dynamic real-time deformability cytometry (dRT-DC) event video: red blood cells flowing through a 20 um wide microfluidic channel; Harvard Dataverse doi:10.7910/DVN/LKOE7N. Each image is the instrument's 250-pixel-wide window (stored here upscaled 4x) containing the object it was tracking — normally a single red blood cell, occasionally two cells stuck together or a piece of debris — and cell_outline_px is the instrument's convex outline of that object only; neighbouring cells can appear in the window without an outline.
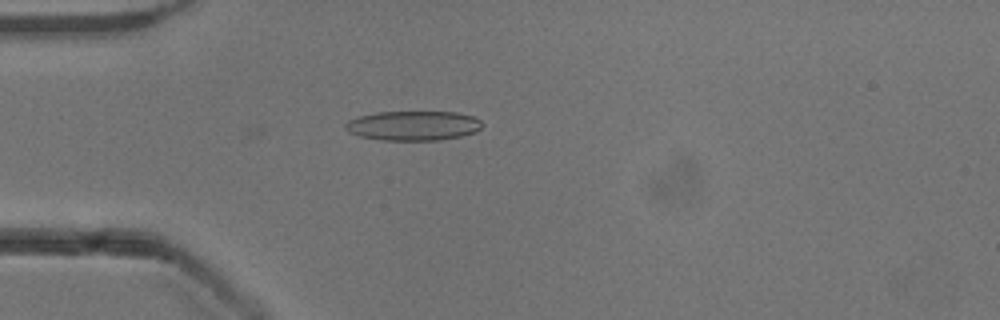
{"species": "common noctule bat (a hibernating species)", "species_latin": "Nyctalus noctula", "temperature_condition": "cold", "stored_images_in_passage": 41, "camera_frame_rate_fps": 3000, "um_per_image_px": 0.085, "animal": {"sex": "male", "body_mass_g": 13.3}, "frame": {"image": 1, "passage_image": 3, "time_ms": 0.667, "image_size_px": [1000, 320], "cell_outline_px": [[484, 124], [476, 132], [460, 136], [440, 140], [380, 140], [360, 136], [348, 132], [344, 128], [344, 124], [348, 120], [360, 116], [376, 112], [456, 112], [472, 116], [480, 120]], "centroid_in_image_um": [35.11, 10.68], "position_along_channel_um": 49.9, "area_um2": 23.64}}
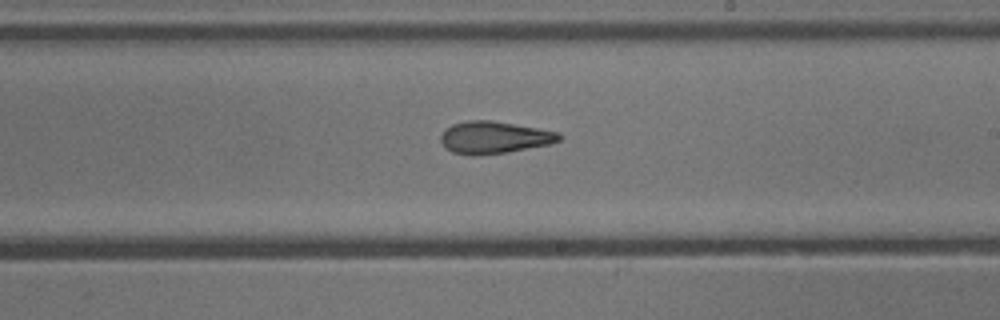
{"frame": {"image": 2, "passage_image": 19, "time_ms": 6.0, "image_size_px": [1000, 320], "cell_outline_px": [[564, 136], [560, 140], [552, 144], [508, 152], [480, 156], [472, 156], [452, 152], [444, 148], [440, 140], [440, 136], [444, 128], [452, 124], [468, 120], [492, 120], [560, 132]], "centroid_in_image_um": [42.0, 11.69], "position_along_channel_um": 247.0, "area_um2": 22.72}}
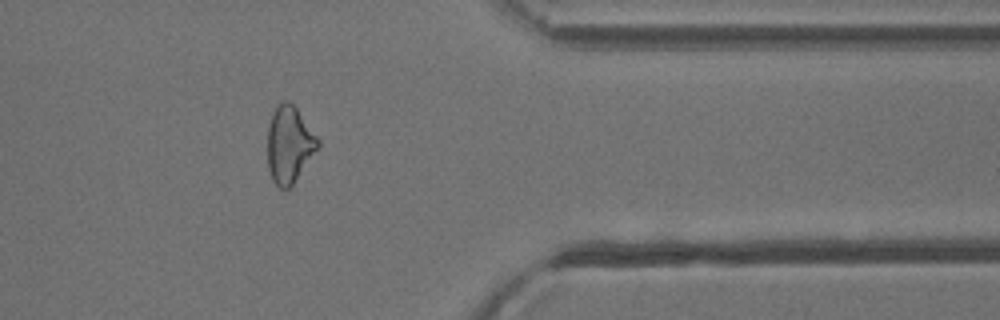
{"frame": {"image": 3, "passage_image": 31, "time_ms": 10.0, "image_size_px": [1000, 320], "cell_outline_px": [[320, 148], [292, 184], [288, 188], [280, 188], [272, 180], [268, 168], [268, 124], [272, 112], [276, 104], [280, 100], [288, 100], [296, 108], [320, 140]], "centroid_in_image_um": [24.59, 12.25], "position_along_channel_um": 386.8, "area_um2": 22.72}, "authors_computed_cell_mechanics": {"area_um2": 22.6576, "velocity_mm_per_s": 3.9111, "shape_relaxation_time_tau1_ms": null, "shape_relaxation_time_tau2_ms": 3.6154, "deformation_change_tau1": null, "deformation_change_tau2": 0.1279}}